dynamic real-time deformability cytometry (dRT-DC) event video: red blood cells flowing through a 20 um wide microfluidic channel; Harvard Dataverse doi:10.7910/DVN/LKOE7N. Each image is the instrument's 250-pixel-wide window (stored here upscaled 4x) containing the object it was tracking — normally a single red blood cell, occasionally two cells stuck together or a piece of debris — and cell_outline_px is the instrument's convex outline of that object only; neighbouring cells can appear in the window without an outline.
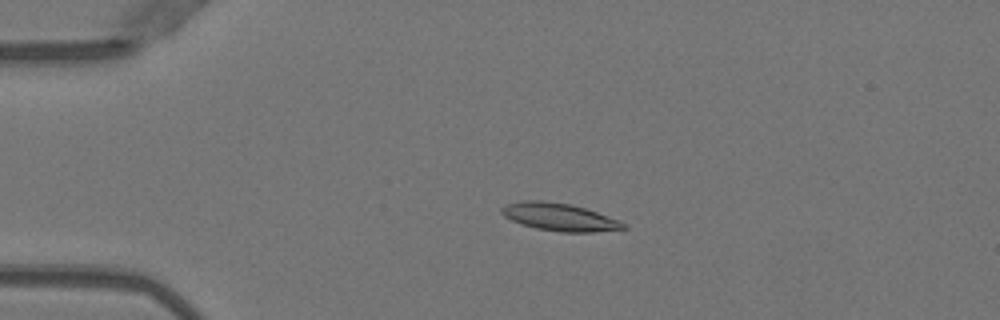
{"species": "Egyptian fruit bat (a non-hibernating species)", "species_latin": "Rousettus aegyptiacus", "temperature_condition": "warm", "stored_images_in_passage": 51, "camera_frame_rate_fps": 3000, "um_per_image_px": 0.085, "animal": {"sex": "female"}, "frame": {"image": 1, "passage_image": 12, "time_ms": 3.667, "image_size_px": [1000, 320], "cell_outline_px": [[628, 228], [592, 232], [560, 232], [536, 228], [520, 224], [504, 216], [500, 212], [500, 208], [504, 204], [524, 200], [540, 200], [568, 204], [584, 208], [620, 220]], "centroid_in_image_um": [47.5, 18.44], "position_along_channel_um": 37.5, "area_um2": 19.54}}
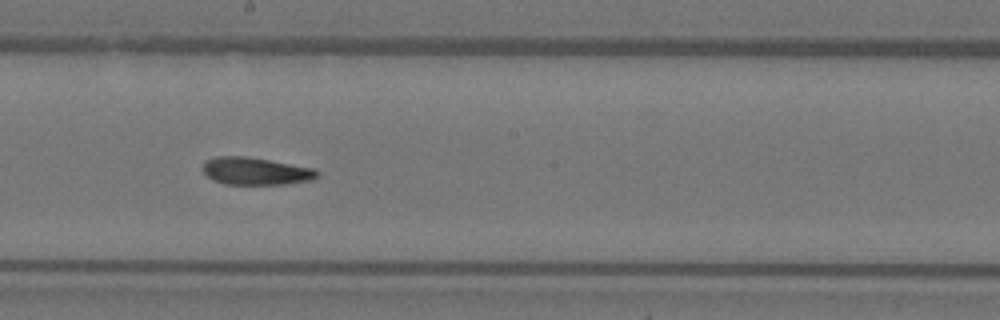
{"frame": {"image": 2, "passage_image": 29, "time_ms": 9.333, "image_size_px": [1000, 320], "cell_outline_px": [[320, 172], [312, 180], [284, 184], [224, 184], [212, 180], [200, 168], [208, 160], [216, 156], [244, 156], [316, 168]], "centroid_in_image_um": [21.73, 14.55], "position_along_channel_um": 226.5, "area_um2": 18.26}}
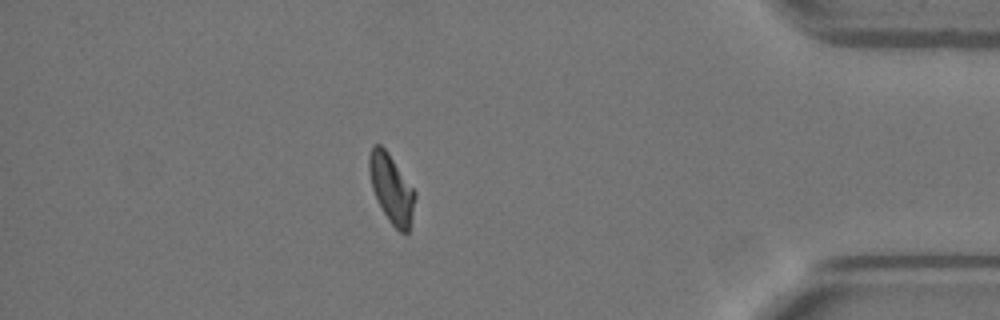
{"frame": {"image": 3, "passage_image": 45, "time_ms": 14.667, "image_size_px": [1000, 320], "cell_outline_px": [[416, 196], [408, 232], [400, 232], [388, 220], [372, 188], [368, 168], [368, 156], [372, 144], [380, 144], [388, 152], [416, 192]], "centroid_in_image_um": [33.25, 15.98], "position_along_channel_um": 401.9, "area_um2": 18.09}, "authors_computed_cell_mechanics": {"area_um2": 18.785, "velocity_mm_per_s": 4.0097, "shape_relaxation_time_tau1_ms": null, "shape_relaxation_time_tau2_ms": 4.6848, "deformation_change_tau1": null, "deformation_change_tau2": 0.1163}}